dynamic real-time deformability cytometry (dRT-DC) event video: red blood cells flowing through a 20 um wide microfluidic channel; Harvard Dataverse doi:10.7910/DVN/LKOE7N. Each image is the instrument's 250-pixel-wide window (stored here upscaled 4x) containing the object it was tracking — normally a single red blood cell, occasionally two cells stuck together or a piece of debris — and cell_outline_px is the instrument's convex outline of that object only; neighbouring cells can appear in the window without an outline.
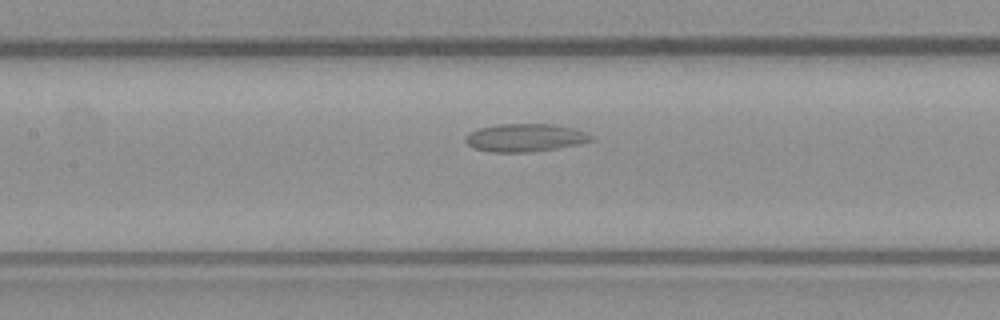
{"species": "common noctule bat (a hibernating species)", "species_latin": "Nyctalus noctula", "temperature_condition": "warm", "stored_images_in_passage": 35, "camera_frame_rate_fps": 3000, "um_per_image_px": 0.085, "animal": {"sex": "male", "body_mass_g": 23.1, "forearm_length_mm": 52.7}, "frame": {"image": 1, "passage_image": 12, "time_ms": 3.667, "image_size_px": [1000, 320], "cell_outline_px": [[592, 140], [580, 144], [556, 148], [528, 152], [492, 152], [472, 148], [464, 140], [464, 136], [468, 132], [480, 128], [496, 124], [552, 124], [572, 128], [584, 132], [592, 136]], "centroid_in_image_um": [44.57, 11.7], "position_along_channel_um": 162.8, "area_um2": 20.4}}
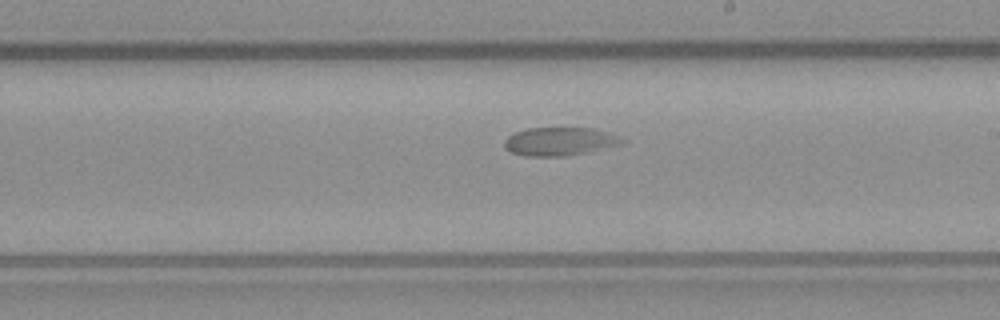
{"frame": {"image": 2, "passage_image": 18, "time_ms": 5.667, "image_size_px": [1000, 320], "cell_outline_px": [[628, 140], [624, 144], [588, 152], [564, 156], [524, 156], [512, 152], [504, 148], [504, 140], [512, 132], [528, 128], [592, 128], [612, 132]], "centroid_in_image_um": [47.62, 12.01], "position_along_channel_um": 241.4, "area_um2": 19.83}}
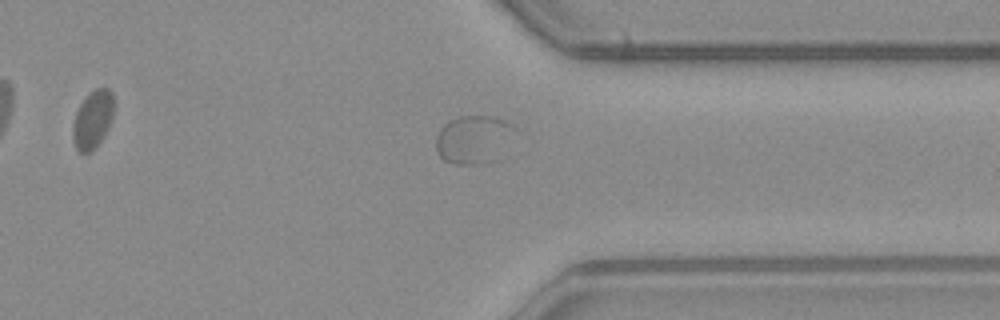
{"frame": {"image": 3, "passage_image": 28, "time_ms": 9.0, "image_size_px": [1000, 320], "cell_outline_px": [[516, 128], [504, 160], [484, 164], [452, 164], [444, 160], [440, 156], [436, 148], [436, 136], [440, 128], [444, 124], [460, 116], [492, 116], [504, 120], [512, 124]], "centroid_in_image_um": [40.34, 11.9], "position_along_channel_um": 371.1, "area_um2": 23.06}}